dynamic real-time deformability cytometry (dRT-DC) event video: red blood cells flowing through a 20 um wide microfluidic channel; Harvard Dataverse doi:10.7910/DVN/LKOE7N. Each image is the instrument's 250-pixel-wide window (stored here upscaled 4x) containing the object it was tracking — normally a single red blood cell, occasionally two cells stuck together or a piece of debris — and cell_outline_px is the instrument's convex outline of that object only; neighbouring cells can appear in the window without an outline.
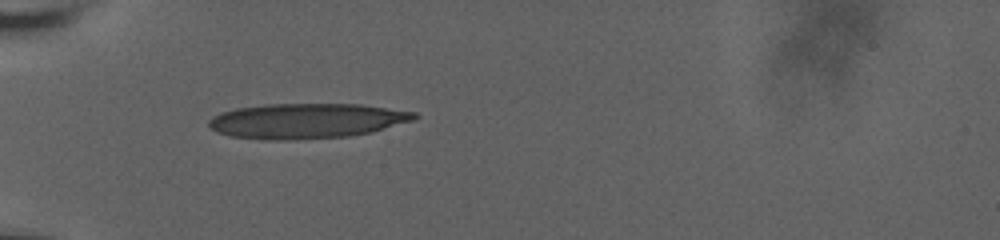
{"species": "human", "species_latin": "Homo sapiens", "temperature_condition": "room temperature", "stored_images_in_passage": 5, "camera_frame_rate_fps": 3000, "um_per_image_px": 0.085, "donor": {"sex": "male"}, "frame": {"image": 1, "passage_image": 1, "time_ms": 0.0, "image_size_px": [1000, 240], "cell_outline_px": [[420, 116], [412, 120], [372, 132], [348, 136], [288, 140], [264, 140], [232, 136], [216, 132], [208, 124], [208, 120], [212, 116], [220, 112], [236, 108], [268, 104], [360, 104], [416, 112]], "centroid_in_image_um": [26.03, 10.27], "position_along_channel_um": 59.0, "area_um2": 42.02}}
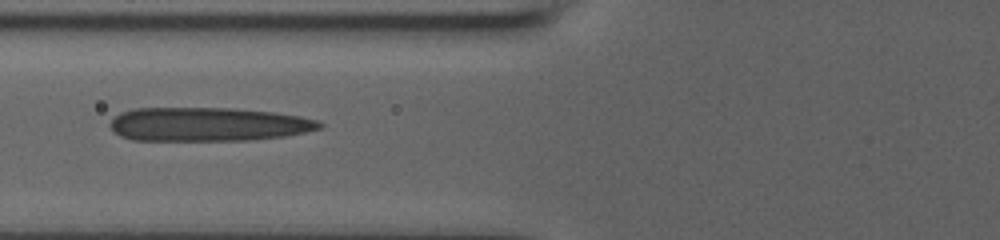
{"frame": {"image": 2, "passage_image": 3, "time_ms": 0.667, "image_size_px": [1000, 240], "cell_outline_px": [[324, 124], [320, 128], [304, 132], [284, 136], [252, 140], [132, 140], [120, 136], [112, 132], [108, 124], [120, 112], [132, 108], [236, 108], [272, 112], [300, 116], [316, 120]], "centroid_in_image_um": [17.63, 10.56], "position_along_channel_um": 108.2, "area_um2": 41.44}}
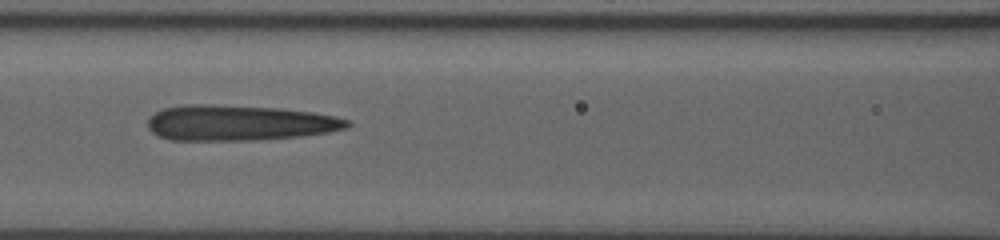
{"frame": {"image": 3, "passage_image": 4, "time_ms": 1.0, "image_size_px": [1000, 240], "cell_outline_px": [[352, 124], [348, 128], [328, 132], [300, 136], [256, 140], [168, 140], [152, 132], [148, 128], [148, 116], [164, 108], [184, 104], [212, 104], [280, 108], [312, 112], [336, 116], [352, 120]], "centroid_in_image_um": [20.34, 10.44], "position_along_channel_um": 146.3, "area_um2": 41.67}}